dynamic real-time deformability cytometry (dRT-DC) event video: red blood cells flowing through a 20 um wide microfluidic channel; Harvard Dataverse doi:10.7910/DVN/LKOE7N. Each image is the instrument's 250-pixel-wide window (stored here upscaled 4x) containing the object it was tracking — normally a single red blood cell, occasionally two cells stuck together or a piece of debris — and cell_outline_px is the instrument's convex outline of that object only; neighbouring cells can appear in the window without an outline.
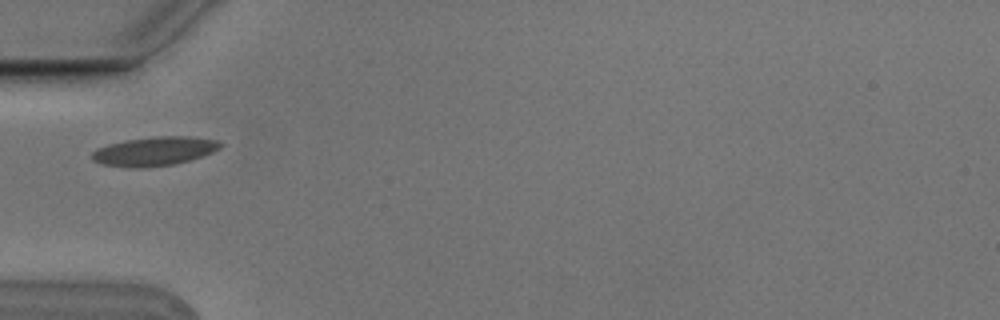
{"species": "Egyptian fruit bat (a non-hibernating species)", "species_latin": "Rousettus aegyptiacus", "temperature_condition": "cold", "stored_images_in_passage": 1, "camera_frame_rate_fps": 3000, "um_per_image_px": 0.085, "animal": {"sex": "male"}, "frame": {"image": 1, "passage_image": 1, "time_ms": 0.0, "image_size_px": [1000, 320], "cell_outline_px": [[224, 144], [220, 148], [212, 152], [188, 160], [172, 164], [104, 164], [92, 160], [92, 152], [96, 148], [108, 144], [124, 140], [156, 136], [188, 136], [220, 140]], "centroid_in_image_um": [13.2, 12.77], "position_along_channel_um": 71.8, "area_um2": 20.52}}